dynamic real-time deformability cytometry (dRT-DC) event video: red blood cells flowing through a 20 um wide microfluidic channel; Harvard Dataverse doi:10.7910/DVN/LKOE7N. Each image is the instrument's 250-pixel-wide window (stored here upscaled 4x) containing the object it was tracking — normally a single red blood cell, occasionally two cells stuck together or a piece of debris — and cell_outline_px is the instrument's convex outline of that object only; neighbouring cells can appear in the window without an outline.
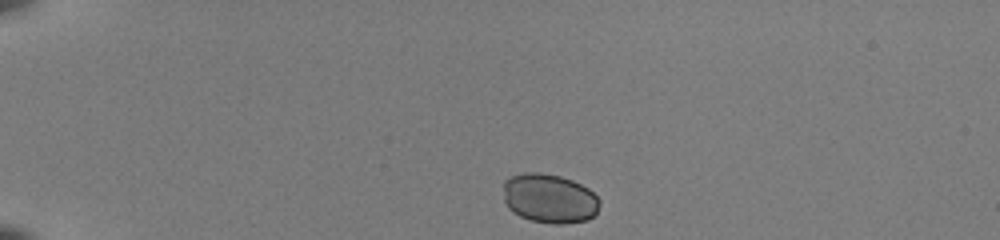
{"species": "common noctule bat (a hibernating species)", "species_latin": "Nyctalus noctula", "temperature_condition": "room temperature", "stored_images_in_passage": 40, "camera_frame_rate_fps": 3000, "um_per_image_px": 0.085, "animal": {"sex": "female", "body_mass_g": 22.0, "forearm_length_mm": 56.7}, "frame": {"image": 1, "passage_image": 1, "time_ms": 0.0, "image_size_px": [1000, 240], "cell_outline_px": [[600, 204], [596, 212], [588, 220], [564, 224], [552, 224], [532, 220], [520, 216], [512, 212], [508, 208], [504, 200], [504, 180], [512, 176], [524, 172], [540, 172], [560, 176], [572, 180], [588, 188], [600, 200]], "centroid_in_image_um": [46.69, 16.87], "position_along_channel_um": 38.3, "area_um2": 27.8}}
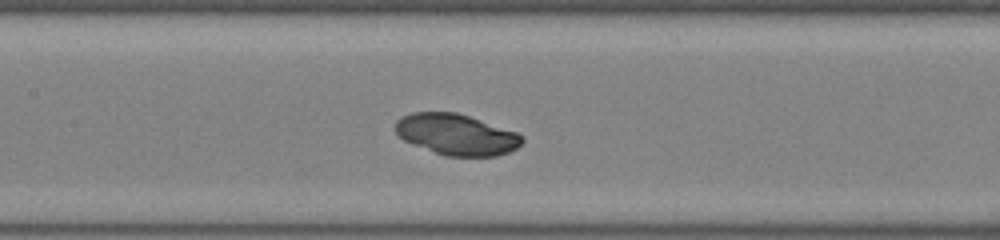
{"frame": {"image": 2, "passage_image": 16, "time_ms": 5.0, "image_size_px": [1000, 240], "cell_outline_px": [[524, 140], [516, 148], [508, 152], [496, 156], [444, 156], [412, 144], [396, 136], [396, 120], [400, 116], [412, 112], [456, 112], [516, 132], [524, 136]], "centroid_in_image_um": [38.75, 11.43], "position_along_channel_um": 168.6, "area_um2": 30.29}}
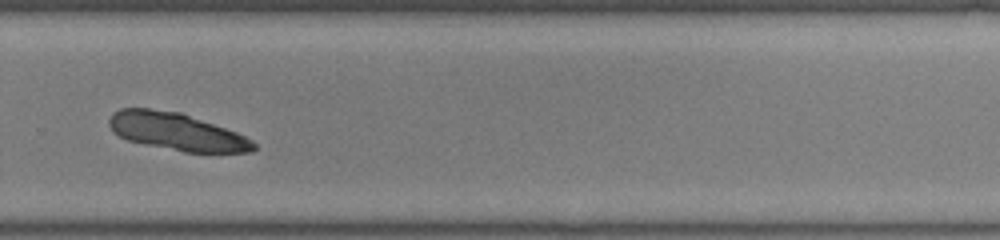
{"frame": {"image": 3, "passage_image": 27, "time_ms": 8.667, "image_size_px": [1000, 240], "cell_outline_px": [[256, 148], [252, 152], [184, 152], [144, 144], [128, 140], [112, 132], [108, 124], [108, 120], [112, 112], [120, 108], [148, 108], [180, 112], [236, 132], [252, 140], [256, 144]], "centroid_in_image_um": [14.97, 11.18], "position_along_channel_um": 314.8, "area_um2": 31.44}}